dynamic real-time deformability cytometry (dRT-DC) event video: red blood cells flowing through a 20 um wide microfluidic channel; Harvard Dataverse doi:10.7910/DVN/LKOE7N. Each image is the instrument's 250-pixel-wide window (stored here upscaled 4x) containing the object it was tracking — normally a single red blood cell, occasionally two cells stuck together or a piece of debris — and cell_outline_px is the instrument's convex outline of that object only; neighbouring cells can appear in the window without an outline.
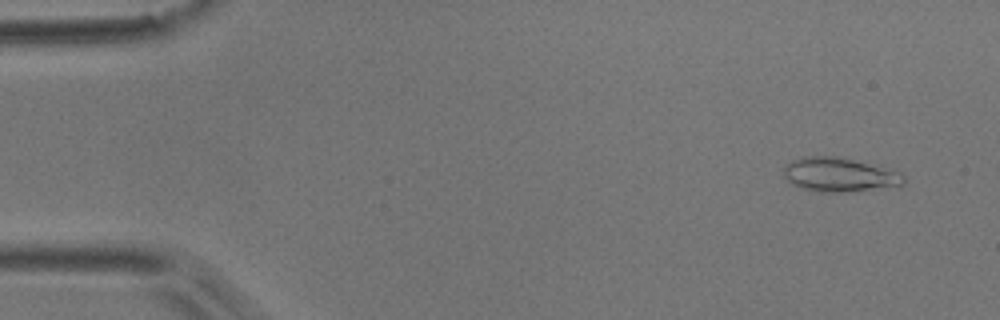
{"species": "common noctule bat (a hibernating species)", "species_latin": "Nyctalus noctula", "temperature_condition": "room temperature", "stored_images_in_passage": 5, "camera_frame_rate_fps": 3000, "um_per_image_px": 0.085, "animal": {"sex": "male", "body_mass_g": 17.9}, "frame": {"image": 1, "passage_image": 1, "time_ms": 0.0, "image_size_px": [1000, 320], "cell_outline_px": [[904, 184], [848, 192], [816, 192], [800, 188], [792, 184], [784, 176], [784, 168], [792, 160], [804, 156], [836, 156], [852, 160], [896, 172], [904, 176]], "centroid_in_image_um": [71.24, 14.86], "position_along_channel_um": 13.8, "area_um2": 23.24}}